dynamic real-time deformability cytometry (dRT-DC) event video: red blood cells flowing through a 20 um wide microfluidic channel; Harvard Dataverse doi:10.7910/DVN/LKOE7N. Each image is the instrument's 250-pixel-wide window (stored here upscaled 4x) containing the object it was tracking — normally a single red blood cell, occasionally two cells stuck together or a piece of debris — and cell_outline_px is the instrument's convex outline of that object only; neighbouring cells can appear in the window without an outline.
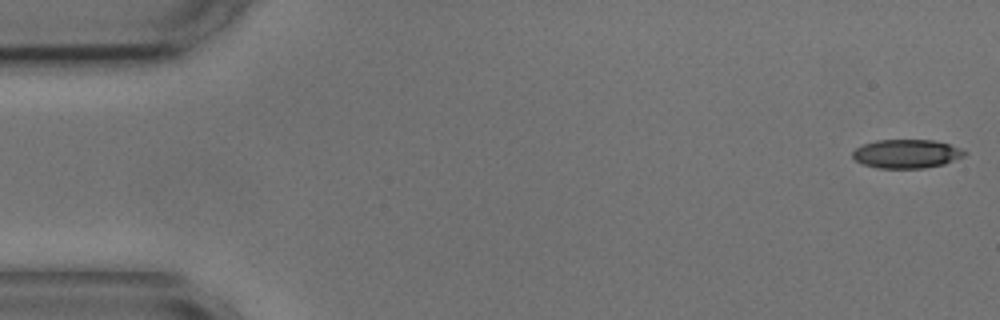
{"species": "common noctule bat (a hibernating species)", "species_latin": "Nyctalus noctula", "temperature_condition": "cold", "stored_images_in_passage": 3, "camera_frame_rate_fps": 3000, "um_per_image_px": 0.085, "animal": {"sex": "male", "body_mass_g": 17.9, "forearm_length_mm": 54.2}, "frame": {"image": 1, "passage_image": 1, "time_ms": 0.0, "image_size_px": [1000, 320], "cell_outline_px": [[968, 152], [964, 156], [944, 164], [924, 168], [876, 168], [864, 164], [856, 160], [852, 156], [852, 152], [856, 148], [864, 144], [876, 140], [932, 140], [948, 144], [960, 148]], "centroid_in_image_um": [77.06, 13.07], "position_along_channel_um": 7.9, "area_um2": 18.67}}